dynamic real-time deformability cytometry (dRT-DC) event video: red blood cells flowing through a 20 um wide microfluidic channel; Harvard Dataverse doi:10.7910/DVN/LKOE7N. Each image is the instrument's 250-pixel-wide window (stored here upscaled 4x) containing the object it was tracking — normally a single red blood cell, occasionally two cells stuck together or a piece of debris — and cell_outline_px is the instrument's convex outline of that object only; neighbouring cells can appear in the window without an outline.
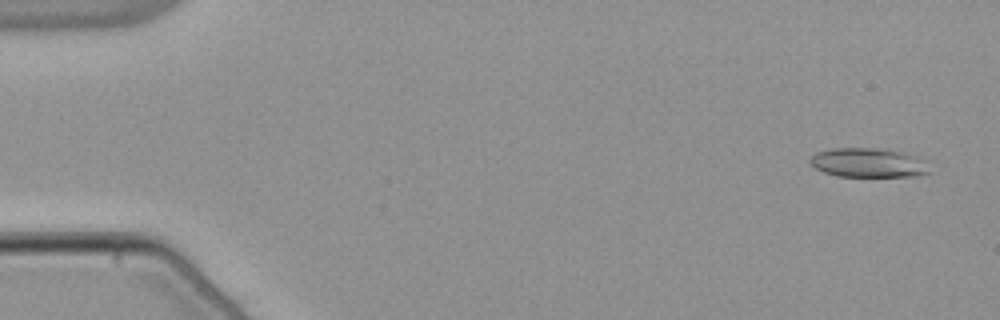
{"species": "common noctule bat (a hibernating species)", "species_latin": "Nyctalus noctula", "temperature_condition": "warm", "stored_images_in_passage": 54, "camera_frame_rate_fps": 3000, "um_per_image_px": 0.085, "animal": {"sex": "male", "body_mass_g": 21.5, "forearm_length_mm": 52.0}, "frame": {"image": 1, "passage_image": 3, "time_ms": 0.667, "image_size_px": [1000, 320], "cell_outline_px": [[928, 172], [920, 176], [836, 176], [824, 172], [816, 168], [808, 160], [816, 152], [832, 148], [876, 148], [904, 152], [916, 156]], "centroid_in_image_um": [73.71, 13.82], "position_along_channel_um": 11.3, "area_um2": 19.94}}
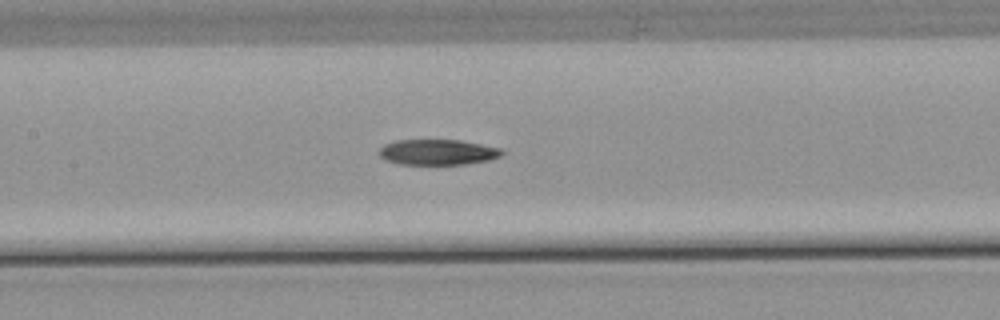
{"frame": {"image": 2, "passage_image": 26, "time_ms": 8.333, "image_size_px": [1000, 320], "cell_outline_px": [[504, 152], [500, 156], [488, 160], [464, 164], [400, 164], [384, 160], [380, 156], [380, 148], [384, 144], [396, 140], [460, 140], [500, 148]], "centroid_in_image_um": [37.17, 12.93], "position_along_channel_um": 170.2, "area_um2": 18.15}}
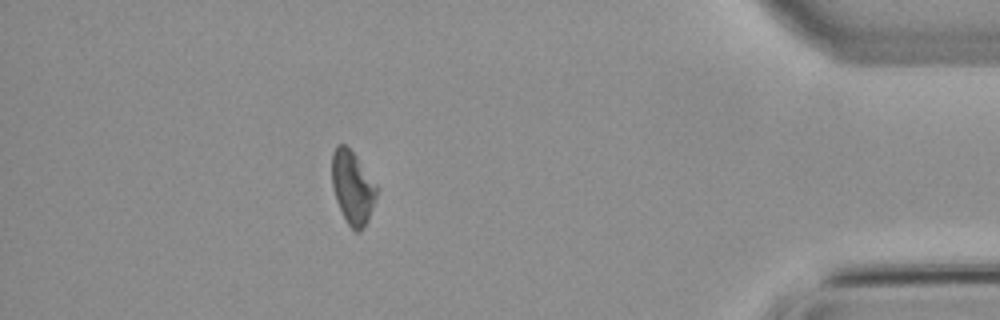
{"frame": {"image": 3, "passage_image": 48, "time_ms": 15.667, "image_size_px": [1000, 320], "cell_outline_px": [[380, 188], [368, 220], [364, 228], [360, 232], [356, 232], [348, 224], [336, 200], [332, 184], [332, 152], [336, 144], [344, 144], [356, 156]], "centroid_in_image_um": [29.99, 15.93], "position_along_channel_um": 405.2, "area_um2": 19.19}}